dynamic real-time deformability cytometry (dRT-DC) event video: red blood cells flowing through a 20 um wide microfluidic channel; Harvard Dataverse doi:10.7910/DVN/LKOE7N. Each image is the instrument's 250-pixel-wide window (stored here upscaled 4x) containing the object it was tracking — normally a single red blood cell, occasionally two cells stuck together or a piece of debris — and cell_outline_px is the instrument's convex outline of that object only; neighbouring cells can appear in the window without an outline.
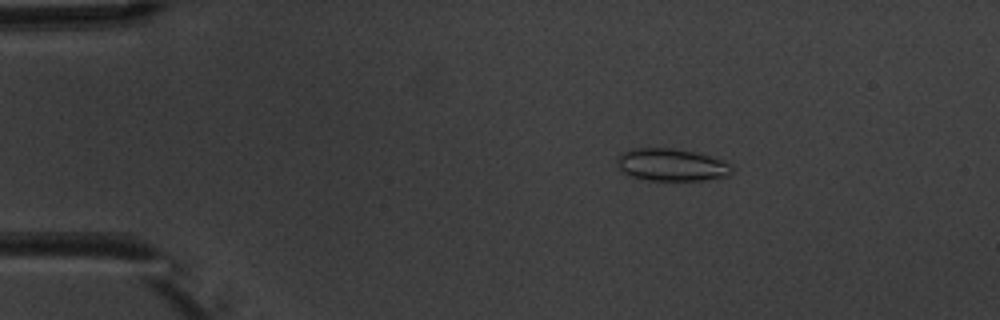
{"species": "common noctule bat (a hibernating species)", "species_latin": "Nyctalus noctula", "temperature_condition": "warm", "stored_images_in_passage": 3, "camera_frame_rate_fps": 3000, "um_per_image_px": 0.085, "animal": {"sex": "male", "body_mass_g": 20.1, "forearm_length_mm": 53.5}, "frame": {"image": 1, "passage_image": 1, "time_ms": 0.0, "image_size_px": [1000, 320], "cell_outline_px": [[732, 172], [728, 176], [704, 180], [648, 180], [632, 176], [624, 172], [620, 168], [620, 152], [632, 148], [672, 148], [692, 152], [708, 156], [732, 164]], "centroid_in_image_um": [57.11, 14.01], "position_along_channel_um": 27.9, "area_um2": 21.27}}
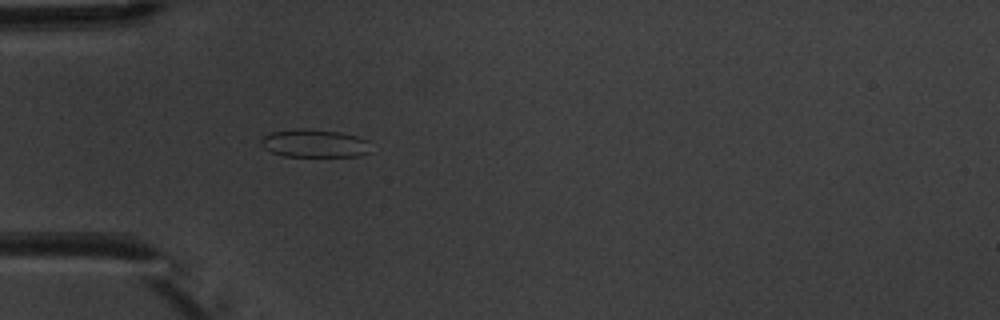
{"frame": {"image": 2, "passage_image": 3, "time_ms": 2.333, "image_size_px": [1000, 320], "cell_outline_px": [[368, 152], [356, 156], [284, 156], [272, 152], [264, 148], [260, 144], [260, 140], [264, 136], [272, 132], [296, 128], [304, 128], [340, 132], [356, 136], [368, 140]], "centroid_in_image_um": [26.68, 12.17], "position_along_channel_um": 58.3, "area_um2": 17.8}}